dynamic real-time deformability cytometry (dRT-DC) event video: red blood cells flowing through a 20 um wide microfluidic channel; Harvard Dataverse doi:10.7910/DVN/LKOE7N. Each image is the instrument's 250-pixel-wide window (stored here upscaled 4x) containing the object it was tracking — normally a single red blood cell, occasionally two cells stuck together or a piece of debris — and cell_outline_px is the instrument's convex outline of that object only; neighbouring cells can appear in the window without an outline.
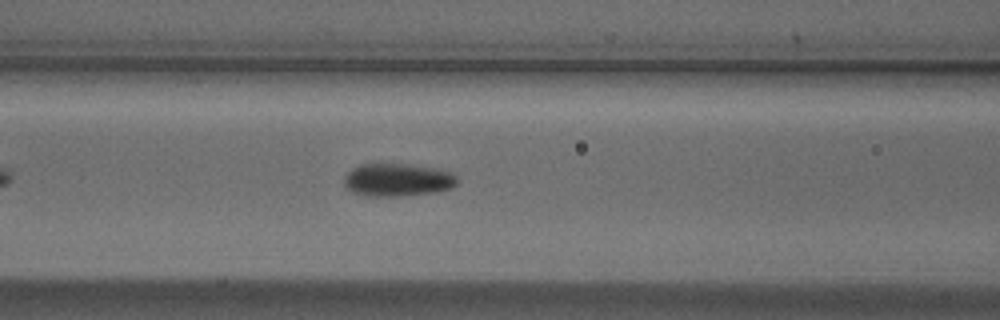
{"species": "Egyptian fruit bat (a non-hibernating species)", "species_latin": "Rousettus aegyptiacus", "temperature_condition": "cold", "stored_images_in_passage": 27, "camera_frame_rate_fps": 3000, "um_per_image_px": 0.085, "animal": {"sex": "male"}, "frame": {"image": 1, "passage_image": 11, "time_ms": 3.333, "image_size_px": [1000, 320], "cell_outline_px": [[456, 184], [452, 188], [436, 192], [400, 196], [364, 196], [352, 192], [344, 184], [344, 176], [352, 168], [360, 164], [376, 160], [412, 164], [440, 168], [452, 172], [456, 176]], "centroid_in_image_um": [33.76, 15.23], "position_along_channel_um": 132.8, "area_um2": 22.72}}
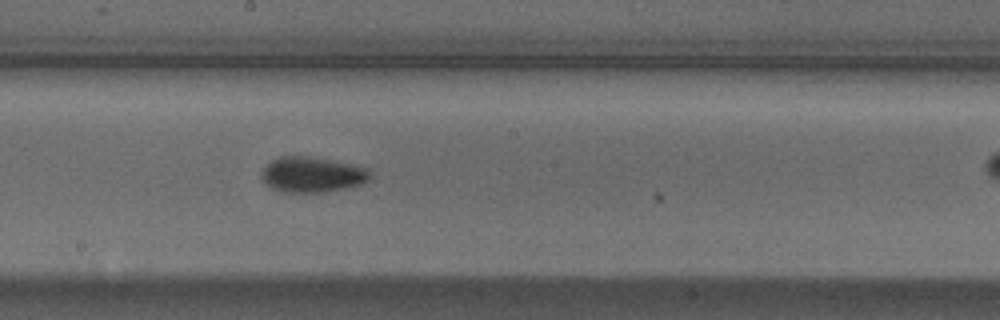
{"frame": {"image": 2, "passage_image": 18, "time_ms": 5.667, "image_size_px": [1000, 320], "cell_outline_px": [[372, 176], [368, 180], [360, 184], [344, 188], [324, 192], [284, 192], [272, 188], [260, 176], [260, 172], [272, 160], [280, 156], [308, 156], [352, 164], [368, 168]], "centroid_in_image_um": [26.54, 14.83], "position_along_channel_um": 221.7, "area_um2": 22.25}}
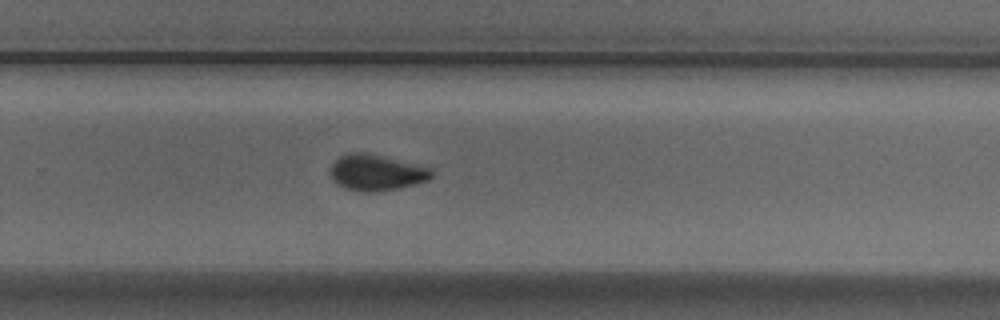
{"frame": {"image": 3, "passage_image": 24, "time_ms": 7.667, "image_size_px": [1000, 320], "cell_outline_px": [[432, 176], [428, 180], [396, 188], [376, 192], [360, 192], [344, 188], [336, 184], [332, 180], [332, 164], [344, 152], [364, 152], [428, 168], [432, 172]], "centroid_in_image_um": [31.9, 14.68], "position_along_channel_um": 297.9, "area_um2": 20.75}}